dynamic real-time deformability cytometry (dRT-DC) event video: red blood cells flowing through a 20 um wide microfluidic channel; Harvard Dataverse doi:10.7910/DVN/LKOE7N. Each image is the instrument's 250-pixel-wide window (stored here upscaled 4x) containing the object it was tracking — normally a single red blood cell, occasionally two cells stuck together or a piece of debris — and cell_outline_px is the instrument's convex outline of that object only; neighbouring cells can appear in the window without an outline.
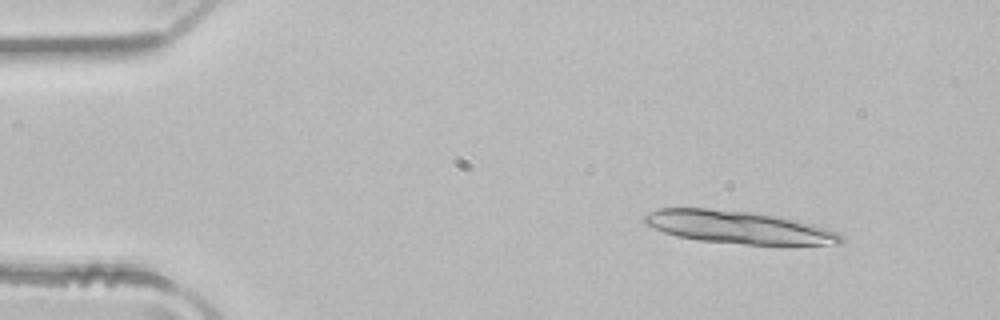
{"species": "common noctule bat (a hibernating species)", "species_latin": "Nyctalus noctula", "temperature_condition": "room temperature", "stored_images_in_passage": 4, "camera_frame_rate_fps": 3000, "um_per_image_px": 0.085, "animal": {"sex": "male", "body_mass_g": 21.5, "forearm_length_mm": 52.0}, "frame": {"image": 1, "passage_image": 2, "time_ms": 0.333, "image_size_px": [1000, 320], "cell_outline_px": [[840, 244], [744, 244], [700, 240], [676, 236], [664, 232], [644, 224], [640, 220], [648, 212], [660, 208], [708, 208], [756, 212], [796, 220], [828, 228], [836, 232], [840, 236]], "centroid_in_image_um": [62.68, 19.29], "position_along_channel_um": 22.3, "area_um2": 37.17}}